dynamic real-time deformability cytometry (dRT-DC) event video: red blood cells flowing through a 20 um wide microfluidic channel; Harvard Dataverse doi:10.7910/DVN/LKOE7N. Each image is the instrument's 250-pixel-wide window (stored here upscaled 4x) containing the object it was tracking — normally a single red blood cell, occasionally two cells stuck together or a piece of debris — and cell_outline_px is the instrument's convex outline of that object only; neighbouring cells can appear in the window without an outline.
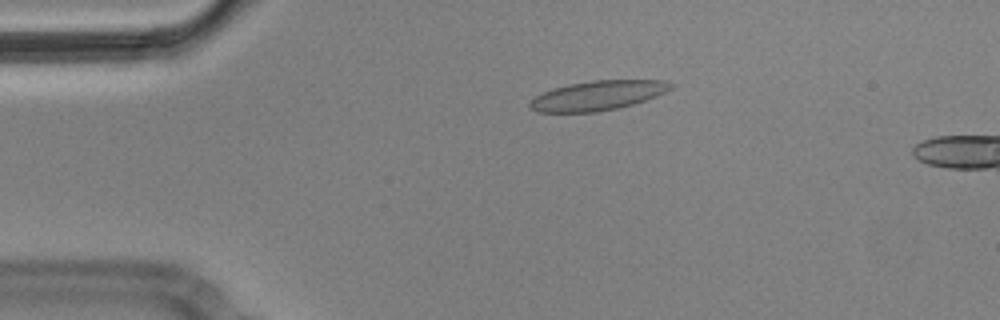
{"species": "Egyptian fruit bat (a non-hibernating species)", "species_latin": "Rousettus aegyptiacus", "temperature_condition": "cold", "stored_images_in_passage": 3, "camera_frame_rate_fps": 3000, "um_per_image_px": 0.085, "animal": {"sex": "male"}, "frame": {"image": 1, "passage_image": 2, "time_ms": 0.333, "image_size_px": [1000, 320], "cell_outline_px": [[676, 84], [672, 88], [656, 96], [632, 104], [616, 108], [596, 112], [536, 112], [528, 108], [528, 104], [536, 96], [552, 88], [568, 84], [592, 80], [668, 80]], "centroid_in_image_um": [50.8, 8.11], "position_along_channel_um": 34.2, "area_um2": 24.28}}